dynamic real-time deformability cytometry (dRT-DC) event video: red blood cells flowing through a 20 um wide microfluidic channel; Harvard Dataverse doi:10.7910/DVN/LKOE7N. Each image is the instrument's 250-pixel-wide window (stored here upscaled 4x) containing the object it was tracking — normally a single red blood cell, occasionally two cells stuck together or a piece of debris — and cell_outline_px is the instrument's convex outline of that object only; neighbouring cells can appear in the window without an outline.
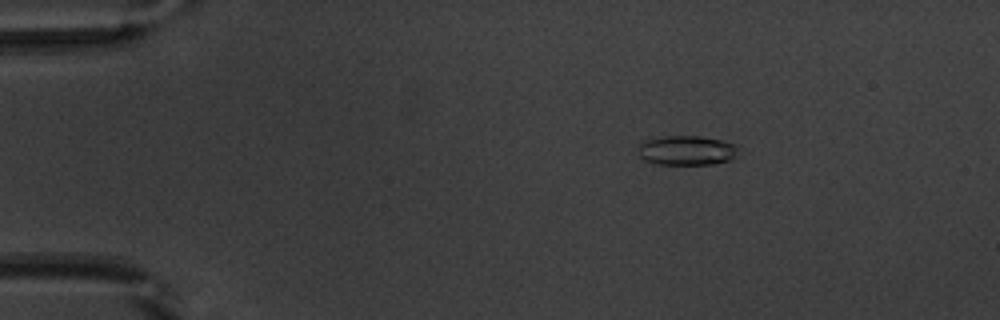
{"species": "common noctule bat (a hibernating species)", "species_latin": "Nyctalus noctula", "temperature_condition": "warm", "stored_images_in_passage": 53, "camera_frame_rate_fps": 3000, "um_per_image_px": 0.085, "animal": {"sex": "male", "body_mass_g": 20.1, "forearm_length_mm": 53.5}, "frame": {"image": 1, "passage_image": 10, "time_ms": 3.0, "image_size_px": [1000, 320], "cell_outline_px": [[736, 156], [732, 160], [712, 164], [656, 164], [644, 160], [640, 156], [640, 144], [644, 140], [664, 136], [700, 136], [724, 140], [736, 144]], "centroid_in_image_um": [58.4, 12.78], "position_along_channel_um": 26.6, "area_um2": 17.28}}
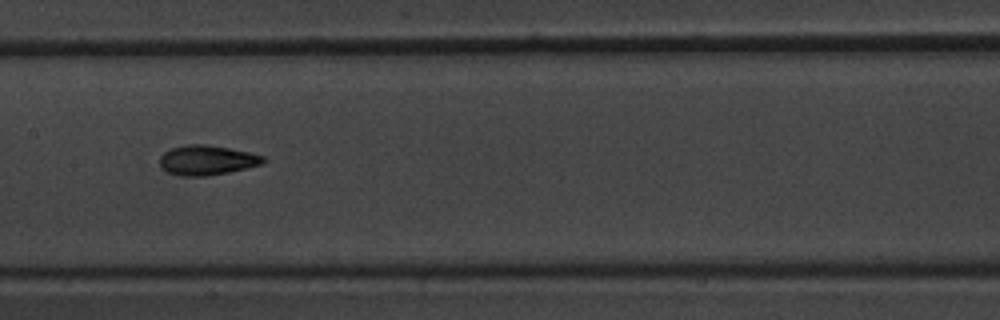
{"frame": {"image": 2, "passage_image": 28, "time_ms": 9.0, "image_size_px": [1000, 320], "cell_outline_px": [[268, 160], [260, 164], [228, 172], [204, 176], [180, 176], [168, 172], [160, 168], [160, 156], [164, 152], [172, 148], [188, 144], [204, 144], [228, 148], [248, 152], [264, 156]], "centroid_in_image_um": [17.56, 13.61], "position_along_channel_um": 189.8, "area_um2": 17.8}}
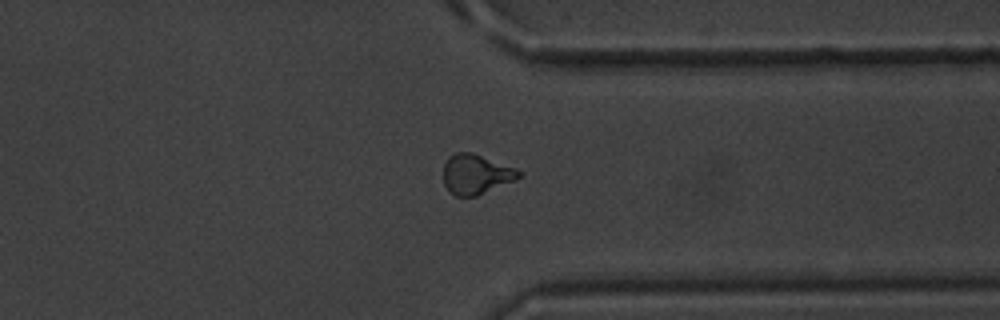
{"frame": {"image": 3, "passage_image": 42, "time_ms": 13.667, "image_size_px": [1000, 320], "cell_outline_px": [[524, 172], [516, 180], [476, 196], [452, 196], [448, 192], [444, 184], [444, 164], [448, 156], [456, 152], [472, 152], [516, 168]], "centroid_in_image_um": [40.45, 14.81], "position_along_channel_um": 370.9, "area_um2": 17.74}, "authors_computed_cell_mechanics": {"area_um2": 17.2822, "velocity_mm_per_s": 3.9157, "shape_relaxation_time_tau1_ms": 3.3352, "shape_relaxation_time_tau2_ms": 1.6779, "deformation_change_tau1": 0.1505, "deformation_change_tau2": 0.0845}}